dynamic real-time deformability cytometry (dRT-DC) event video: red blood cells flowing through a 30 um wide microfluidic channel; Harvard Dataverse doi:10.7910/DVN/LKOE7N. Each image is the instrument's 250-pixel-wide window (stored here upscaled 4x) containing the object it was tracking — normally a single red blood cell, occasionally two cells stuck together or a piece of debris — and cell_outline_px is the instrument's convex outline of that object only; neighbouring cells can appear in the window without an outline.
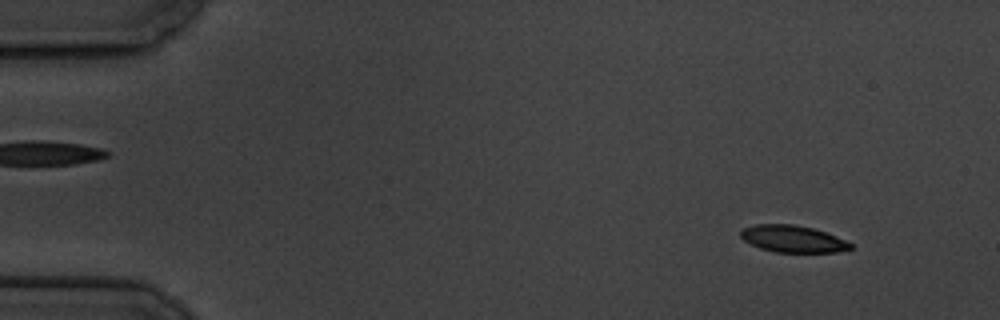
{"species": "common noctule bat (a hibernating species)", "species_latin": "Nyctalus noctula", "temperature_condition": "cold", "stored_images_in_passage": 57, "camera_frame_rate_fps": 3000, "um_per_image_px": 0.085, "animal": {"sex": "male", "body_mass_g": 19.5, "forearm_length_mm": 54.6}, "frame": {"image": 1, "passage_image": 5, "time_ms": 1.333, "image_size_px": [1000, 320], "cell_outline_px": [[852, 248], [836, 252], [776, 252], [760, 248], [744, 240], [740, 236], [740, 232], [744, 228], [756, 224], [792, 224], [812, 228], [836, 236], [852, 244]], "centroid_in_image_um": [67.37, 20.3], "position_along_channel_um": 17.6, "area_um2": 16.99}}
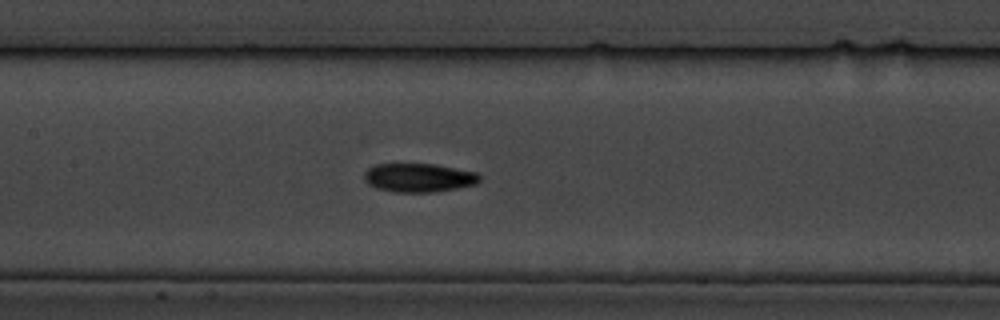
{"frame": {"image": 2, "passage_image": 27, "time_ms": 8.667, "image_size_px": [1000, 320], "cell_outline_px": [[480, 180], [476, 184], [436, 192], [392, 192], [376, 188], [368, 184], [364, 180], [364, 172], [368, 168], [376, 164], [436, 164], [476, 172], [480, 176]], "centroid_in_image_um": [35.57, 15.1], "position_along_channel_um": 171.8, "area_um2": 19.42}}
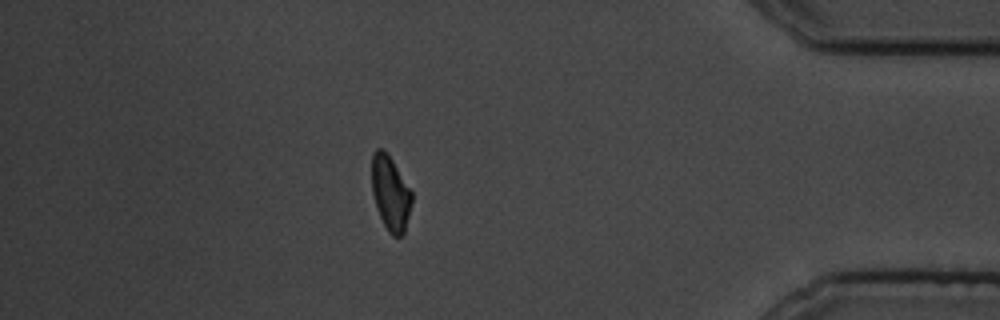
{"frame": {"image": 3, "passage_image": 50, "time_ms": 16.333, "image_size_px": [1000, 320], "cell_outline_px": [[412, 200], [404, 232], [400, 236], [392, 236], [388, 232], [376, 208], [372, 192], [372, 152], [376, 148], [384, 148], [392, 160], [412, 192]], "centroid_in_image_um": [33.16, 16.39], "position_along_channel_um": 402.0, "area_um2": 17.28}, "authors_computed_cell_mechanics": {"area_um2": 18.4382, "velocity_mm_per_s": 3.4882, "shape_relaxation_time_tau1_ms": 2.7593, "shape_relaxation_time_tau2_ms": 6.0194, "deformation_change_tau1": 0.1224, "deformation_change_tau2": 0.1196}}